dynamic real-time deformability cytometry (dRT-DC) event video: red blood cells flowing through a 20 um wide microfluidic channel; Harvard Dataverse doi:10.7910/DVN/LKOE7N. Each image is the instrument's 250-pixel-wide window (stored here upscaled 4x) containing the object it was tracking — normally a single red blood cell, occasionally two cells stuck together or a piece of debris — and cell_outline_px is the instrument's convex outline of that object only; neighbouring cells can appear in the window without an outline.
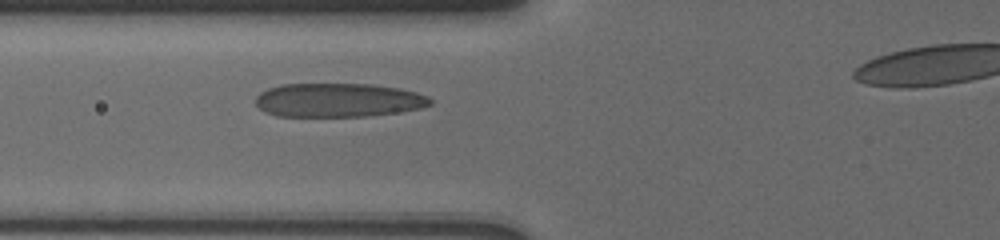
{"species": "human", "species_latin": "Homo sapiens", "temperature_condition": "cold", "stored_images_in_passage": 17, "camera_frame_rate_fps": 3000, "um_per_image_px": 0.085, "donor": {"sex": "male"}, "frame": {"image": 1, "passage_image": 4, "time_ms": 2.333, "image_size_px": [1000, 240], "cell_outline_px": [[432, 104], [420, 108], [396, 112], [364, 116], [276, 116], [264, 112], [256, 104], [256, 96], [260, 92], [268, 88], [280, 84], [372, 84], [400, 88], [416, 92], [428, 96], [432, 100]], "centroid_in_image_um": [28.73, 8.5], "position_along_channel_um": 97.1, "area_um2": 34.51}}
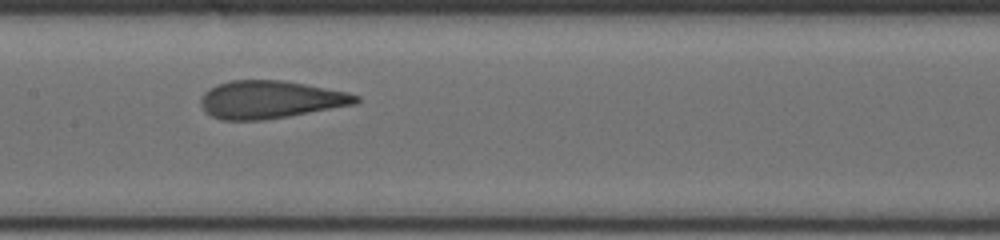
{"frame": {"image": 2, "passage_image": 11, "time_ms": 4.667, "image_size_px": [1000, 240], "cell_outline_px": [[360, 100], [356, 104], [288, 116], [264, 120], [220, 120], [212, 116], [200, 104], [200, 96], [208, 88], [216, 84], [232, 80], [284, 80], [348, 92], [360, 96]], "centroid_in_image_um": [22.96, 8.46], "position_along_channel_um": 184.4, "area_um2": 34.22}}
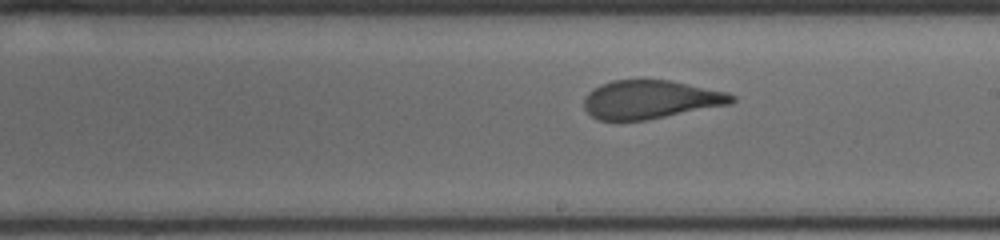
{"frame": {"image": 3, "passage_image": 15, "time_ms": 6.0, "image_size_px": [1000, 240], "cell_outline_px": [[736, 100], [728, 104], [648, 120], [596, 120], [584, 108], [584, 96], [588, 92], [600, 84], [612, 80], [668, 80], [728, 92], [736, 96]], "centroid_in_image_um": [55.26, 8.46], "position_along_channel_um": 233.7, "area_um2": 33.06}}